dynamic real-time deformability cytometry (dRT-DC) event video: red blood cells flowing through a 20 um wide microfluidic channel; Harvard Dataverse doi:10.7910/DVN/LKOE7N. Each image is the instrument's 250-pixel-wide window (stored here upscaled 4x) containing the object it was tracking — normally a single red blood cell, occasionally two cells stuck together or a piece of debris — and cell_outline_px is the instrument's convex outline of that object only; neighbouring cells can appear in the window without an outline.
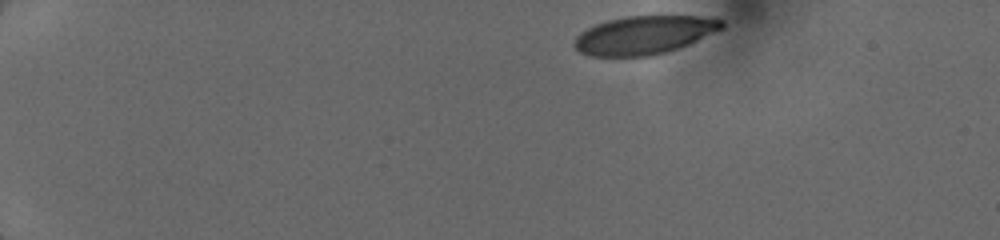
{"species": "human", "species_latin": "Homo sapiens", "temperature_condition": "cold", "stored_images_in_passage": 42, "camera_frame_rate_fps": 3000, "um_per_image_px": 0.085, "donor": {"sex": "female"}, "frame": {"image": 1, "passage_image": 1, "time_ms": 0.0, "image_size_px": [1000, 240], "cell_outline_px": [[724, 28], [680, 48], [652, 56], [592, 56], [580, 52], [572, 44], [576, 36], [580, 32], [596, 24], [608, 20], [628, 16], [700, 16], [724, 20]], "centroid_in_image_um": [54.76, 2.98], "position_along_channel_um": 30.2, "area_um2": 33.0}}
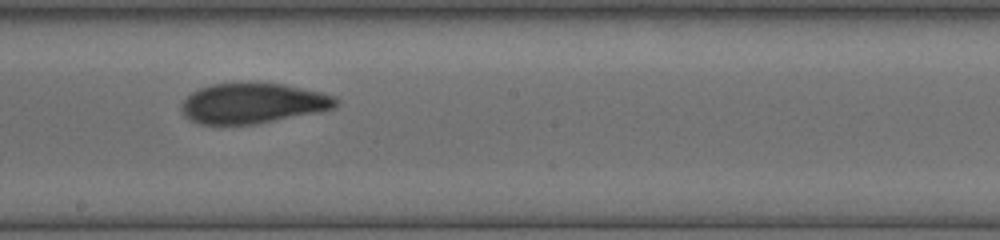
{"frame": {"image": 2, "passage_image": 23, "time_ms": 7.333, "image_size_px": [1000, 240], "cell_outline_px": [[340, 104], [336, 108], [320, 112], [256, 124], [200, 124], [188, 120], [184, 116], [180, 108], [180, 104], [192, 92], [200, 88], [212, 84], [248, 80], [284, 84], [320, 92], [336, 96], [340, 100]], "centroid_in_image_um": [21.51, 8.75], "position_along_channel_um": 226.7, "area_um2": 37.34}}
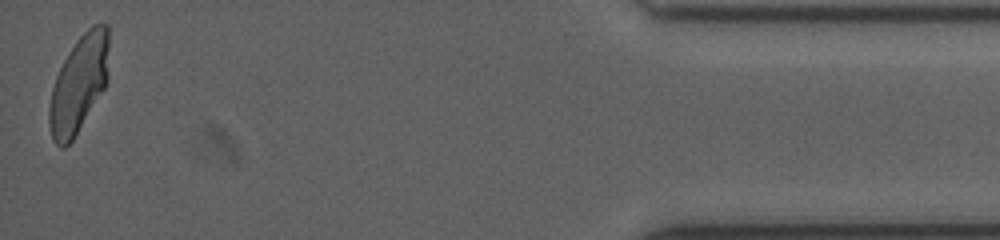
{"frame": {"image": 3, "passage_image": 42, "time_ms": 13.667, "image_size_px": [1000, 240], "cell_outline_px": [[108, 80], [104, 88], [72, 140], [64, 148], [60, 148], [52, 140], [48, 124], [48, 108], [52, 88], [56, 76], [68, 52], [76, 40], [92, 24], [108, 24]], "centroid_in_image_um": [6.68, 7.14], "position_along_channel_um": 428.5, "area_um2": 33.64}}